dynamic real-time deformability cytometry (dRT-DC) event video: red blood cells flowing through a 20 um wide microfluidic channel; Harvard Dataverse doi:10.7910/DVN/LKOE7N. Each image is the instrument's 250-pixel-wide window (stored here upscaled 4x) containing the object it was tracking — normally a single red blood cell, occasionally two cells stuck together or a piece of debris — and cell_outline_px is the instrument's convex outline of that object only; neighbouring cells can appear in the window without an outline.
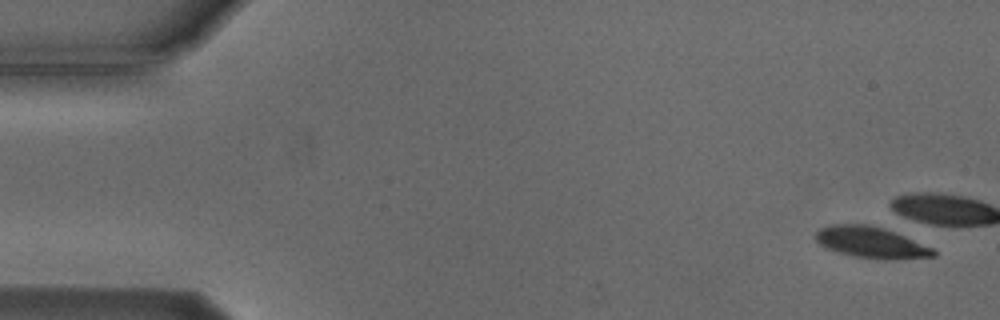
{"species": "Egyptian fruit bat (a non-hibernating species)", "species_latin": "Rousettus aegyptiacus", "temperature_condition": "cold", "stored_images_in_passage": 8, "camera_frame_rate_fps": 3000, "um_per_image_px": 0.085, "animal": {"sex": "male"}, "frame": {"image": 1, "passage_image": 1, "time_ms": 0.0, "image_size_px": [1000, 320], "cell_outline_px": [[936, 256], [852, 256], [824, 248], [812, 236], [820, 228], [832, 224], [868, 224], [884, 228], [904, 236], [932, 248], [936, 252]], "centroid_in_image_um": [73.87, 20.53], "position_along_channel_um": 11.1, "area_um2": 20.23}}
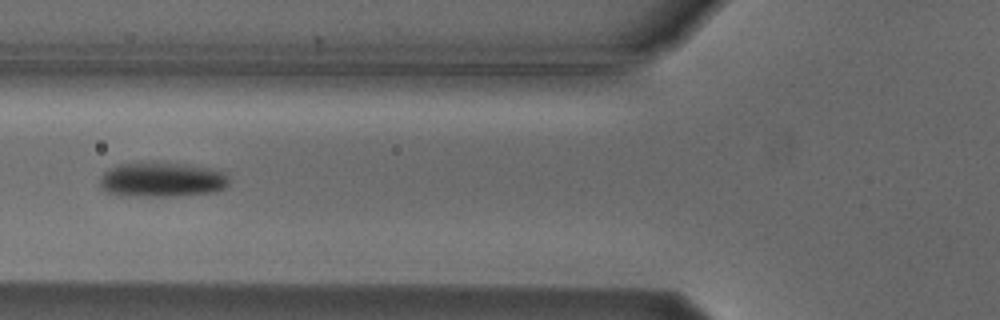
{"frame": {"image": 2, "passage_image": 7, "time_ms": 7.0, "image_size_px": [1000, 320], "cell_outline_px": [[228, 184], [224, 188], [216, 192], [176, 196], [124, 196], [108, 192], [100, 184], [100, 176], [108, 168], [116, 164], [184, 164], [212, 168], [224, 172], [228, 176]], "centroid_in_image_um": [13.78, 15.29], "position_along_channel_um": 112.0, "area_um2": 25.89}}
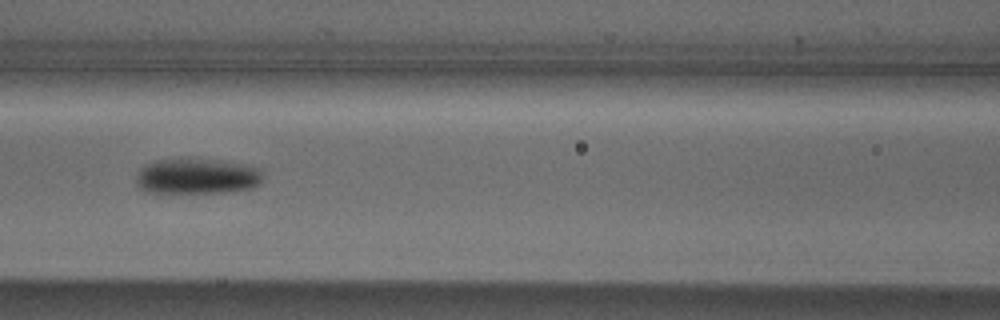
{"frame": {"image": 3, "passage_image": 8, "time_ms": 8.0, "image_size_px": [1000, 320], "cell_outline_px": [[260, 180], [252, 188], [224, 192], [144, 192], [136, 184], [136, 176], [140, 168], [144, 164], [156, 160], [184, 156], [192, 156], [224, 160], [244, 164], [260, 168]], "centroid_in_image_um": [16.67, 14.92], "position_along_channel_um": 149.9, "area_um2": 26.99}}